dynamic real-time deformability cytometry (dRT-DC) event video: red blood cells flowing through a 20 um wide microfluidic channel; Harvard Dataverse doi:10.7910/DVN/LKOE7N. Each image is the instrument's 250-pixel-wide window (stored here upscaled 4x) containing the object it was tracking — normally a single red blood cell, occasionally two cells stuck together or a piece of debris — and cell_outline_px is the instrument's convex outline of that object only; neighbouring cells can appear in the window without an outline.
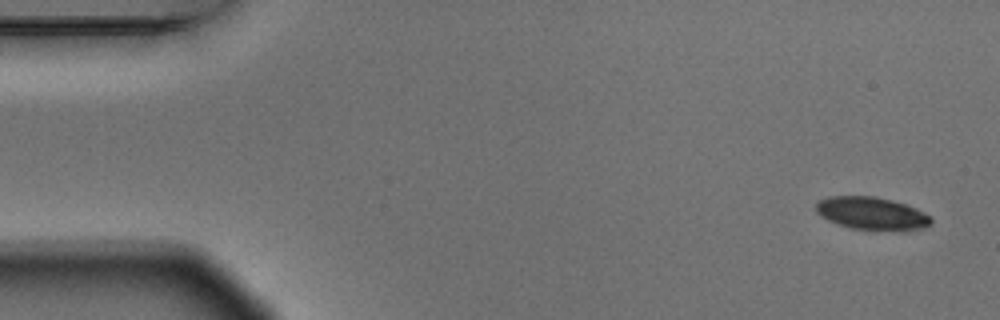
{"species": "Egyptian fruit bat (a non-hibernating species)", "species_latin": "Rousettus aegyptiacus", "temperature_condition": "warm", "stored_images_in_passage": 4, "camera_frame_rate_fps": 3000, "um_per_image_px": 0.085, "animal": {"sex": "male"}, "frame": {"image": 1, "passage_image": 1, "time_ms": 0.0, "image_size_px": [1000, 320], "cell_outline_px": [[932, 224], [920, 228], [852, 228], [828, 220], [820, 216], [816, 212], [816, 204], [820, 200], [828, 196], [872, 196], [892, 200], [904, 204], [932, 216]], "centroid_in_image_um": [74.04, 18.09], "position_along_channel_um": 11.0, "area_um2": 21.04}}